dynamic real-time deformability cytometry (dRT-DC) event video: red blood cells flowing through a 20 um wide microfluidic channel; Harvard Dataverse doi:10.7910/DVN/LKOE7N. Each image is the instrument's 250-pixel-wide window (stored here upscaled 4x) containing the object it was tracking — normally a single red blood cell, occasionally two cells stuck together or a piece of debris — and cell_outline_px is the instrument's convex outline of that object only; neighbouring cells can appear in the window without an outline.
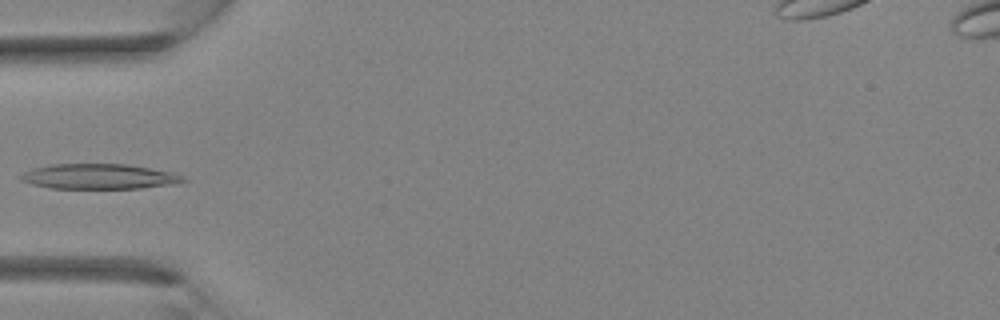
{"species": "Egyptian fruit bat (a non-hibernating species)", "species_latin": "Rousettus aegyptiacus", "temperature_condition": "room temperature", "stored_images_in_passage": 25, "camera_frame_rate_fps": 3000, "um_per_image_px": 0.085, "animal": {"sex": "female"}, "frame": {"image": 1, "passage_image": 1, "time_ms": 0.0, "image_size_px": [1000, 320], "cell_outline_px": [[188, 180], [172, 184], [140, 188], [52, 188], [32, 184], [20, 180], [20, 176], [24, 172], [32, 168], [52, 164], [128, 164], [172, 172], [184, 176]], "centroid_in_image_um": [8.42, 14.99], "position_along_channel_um": 76.6, "area_um2": 23.7}}
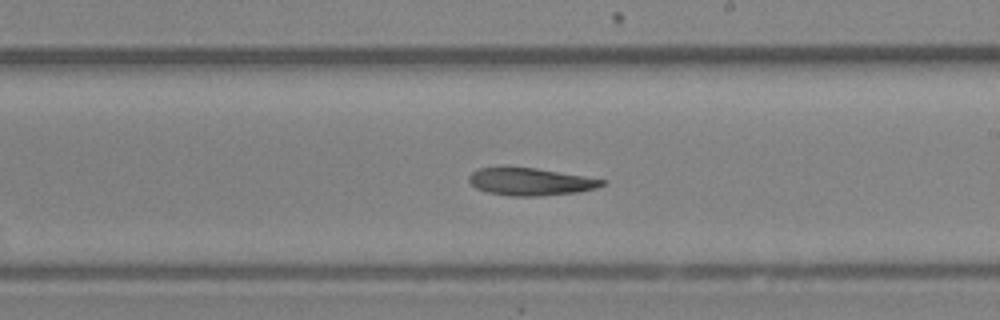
{"frame": {"image": 2, "passage_image": 10, "time_ms": 3.0, "image_size_px": [1000, 320], "cell_outline_px": [[608, 180], [604, 184], [596, 188], [576, 192], [540, 196], [512, 196], [488, 192], [476, 188], [468, 180], [468, 176], [472, 172], [480, 168], [536, 168]], "centroid_in_image_um": [45.11, 15.45], "position_along_channel_um": 243.9, "area_um2": 20.98}}
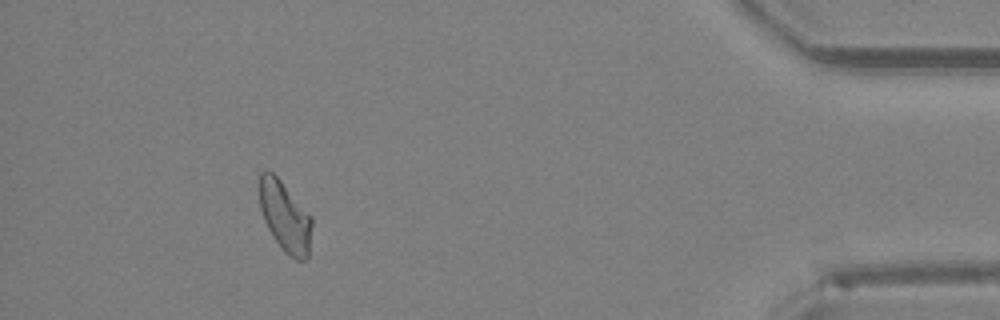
{"frame": {"image": 3, "passage_image": 22, "time_ms": 7.0, "image_size_px": [1000, 320], "cell_outline_px": [[312, 224], [308, 256], [304, 260], [296, 260], [284, 252], [268, 228], [264, 220], [260, 208], [260, 172], [272, 172], [280, 180], [312, 216]], "centroid_in_image_um": [24.24, 18.43], "position_along_channel_um": 411.0, "area_um2": 21.15}}